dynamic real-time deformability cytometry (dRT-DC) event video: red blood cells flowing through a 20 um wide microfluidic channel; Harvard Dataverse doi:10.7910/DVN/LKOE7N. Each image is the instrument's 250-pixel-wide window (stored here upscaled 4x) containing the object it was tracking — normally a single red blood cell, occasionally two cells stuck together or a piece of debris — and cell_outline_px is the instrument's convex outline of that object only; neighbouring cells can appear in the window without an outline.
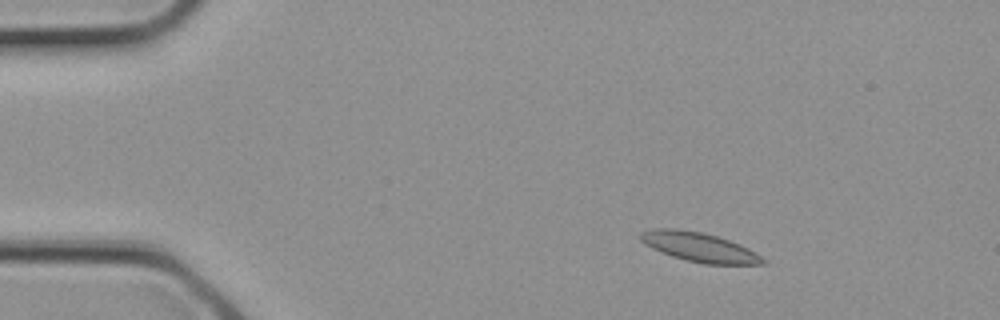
{"species": "common noctule bat (a hibernating species)", "species_latin": "Nyctalus noctula", "temperature_condition": "cold", "stored_images_in_passage": 1, "camera_frame_rate_fps": 3000, "um_per_image_px": 0.085, "animal": {"sex": "female", "body_mass_g": 21.9}, "frame": {"image": 1, "passage_image": 1, "time_ms": 0.0, "image_size_px": [1000, 320], "cell_outline_px": [[768, 260], [764, 264], [704, 264], [672, 256], [660, 252], [644, 244], [640, 240], [640, 232], [652, 228], [676, 228], [704, 232], [740, 244], [748, 248]], "centroid_in_image_um": [59.42, 20.99], "position_along_channel_um": 25.6, "area_um2": 20.98}}